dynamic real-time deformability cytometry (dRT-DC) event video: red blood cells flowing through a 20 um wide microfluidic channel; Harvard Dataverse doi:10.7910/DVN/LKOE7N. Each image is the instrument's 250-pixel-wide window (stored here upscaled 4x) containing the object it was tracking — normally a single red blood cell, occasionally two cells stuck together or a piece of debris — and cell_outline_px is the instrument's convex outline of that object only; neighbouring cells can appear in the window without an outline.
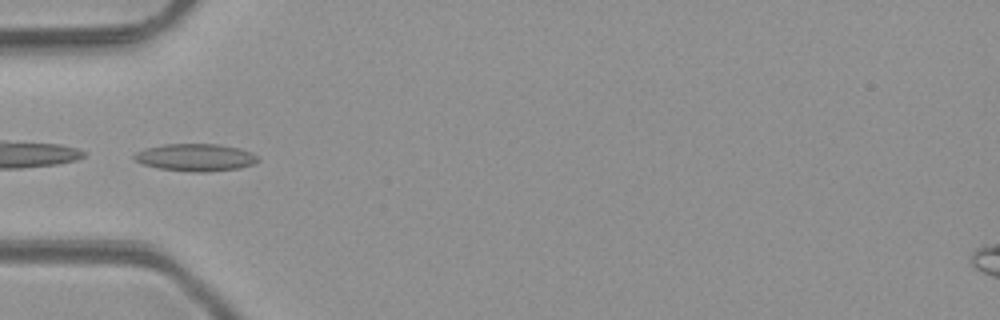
{"species": "common noctule bat (a hibernating species)", "species_latin": "Nyctalus noctula", "temperature_condition": "room temperature", "stored_images_in_passage": 5, "camera_frame_rate_fps": 3000, "um_per_image_px": 0.085, "animal": {"sex": "male", "body_mass_g": 23.1, "forearm_length_mm": 52.7}, "frame": {"image": 1, "passage_image": 5, "time_ms": 4.667, "image_size_px": [1000, 320], "cell_outline_px": [[260, 160], [252, 164], [240, 168], [208, 172], [192, 172], [160, 168], [144, 164], [136, 160], [132, 156], [136, 152], [144, 148], [164, 144], [220, 144], [240, 148], [252, 152]], "centroid_in_image_um": [16.64, 13.37], "position_along_channel_um": 68.4, "area_um2": 19.77}}